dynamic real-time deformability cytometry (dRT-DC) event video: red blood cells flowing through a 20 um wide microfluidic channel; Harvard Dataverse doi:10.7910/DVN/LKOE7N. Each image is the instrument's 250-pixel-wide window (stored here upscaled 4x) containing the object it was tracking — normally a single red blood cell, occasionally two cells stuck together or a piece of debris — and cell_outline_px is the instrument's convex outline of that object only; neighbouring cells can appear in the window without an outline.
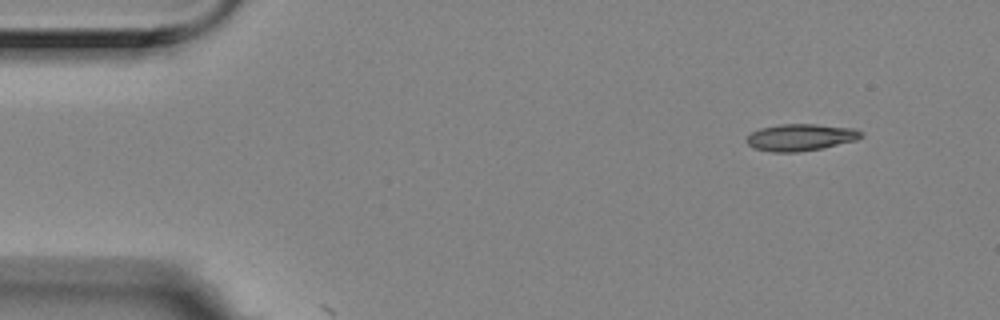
{"species": "Egyptian fruit bat (a non-hibernating species)", "species_latin": "Rousettus aegyptiacus", "temperature_condition": "room temperature", "stored_images_in_passage": 3, "camera_frame_rate_fps": 3000, "um_per_image_px": 0.085, "animal": {"sex": "female"}, "frame": {"image": 1, "passage_image": 1, "time_ms": 0.0, "image_size_px": [1000, 320], "cell_outline_px": [[864, 136], [856, 140], [824, 148], [796, 152], [772, 152], [756, 148], [748, 144], [744, 140], [752, 132], [760, 128], [780, 124], [816, 124], [856, 128]], "centroid_in_image_um": [68.06, 11.67], "position_along_channel_um": 16.9, "area_um2": 17.98}}
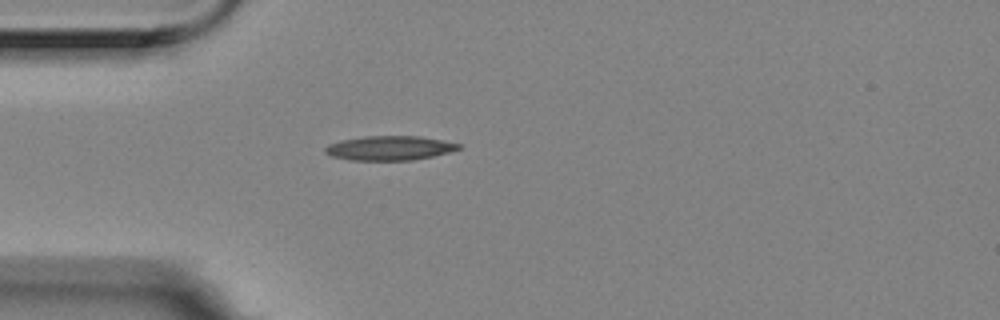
{"frame": {"image": 2, "passage_image": 3, "time_ms": 0.667, "image_size_px": [1000, 320], "cell_outline_px": [[460, 148], [452, 152], [412, 160], [348, 160], [332, 156], [324, 152], [324, 148], [328, 144], [340, 140], [364, 136], [420, 136], [444, 140], [460, 144]], "centroid_in_image_um": [33.1, 12.58], "position_along_channel_um": 51.9, "area_um2": 19.07}}